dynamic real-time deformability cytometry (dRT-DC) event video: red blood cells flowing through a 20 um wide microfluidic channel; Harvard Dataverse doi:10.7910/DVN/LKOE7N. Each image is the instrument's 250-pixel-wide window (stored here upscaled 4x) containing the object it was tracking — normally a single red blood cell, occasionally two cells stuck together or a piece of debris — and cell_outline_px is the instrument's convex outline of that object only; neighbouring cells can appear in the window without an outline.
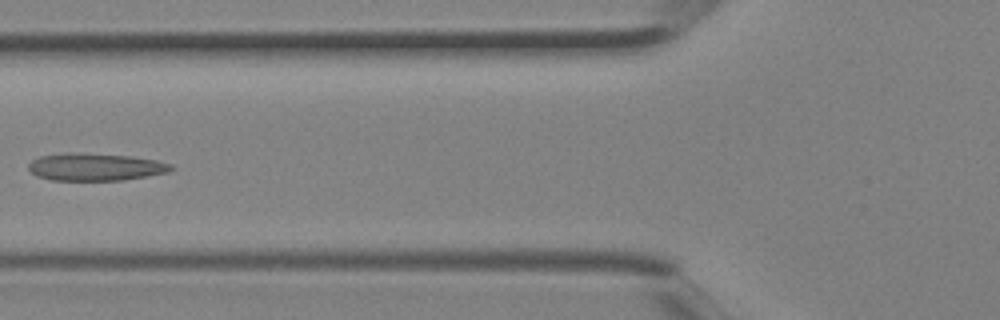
{"species": "Egyptian fruit bat (a non-hibernating species)", "species_latin": "Rousettus aegyptiacus", "temperature_condition": "room temperature", "stored_images_in_passage": 3, "camera_frame_rate_fps": 3000, "um_per_image_px": 0.085, "animal": {"sex": "female"}, "frame": {"image": 1, "passage_image": 3, "time_ms": 0.667, "image_size_px": [1000, 320], "cell_outline_px": [[176, 168], [168, 172], [148, 176], [124, 180], [52, 180], [36, 176], [28, 168], [28, 164], [32, 160], [40, 156], [68, 152], [80, 152], [132, 156], [156, 160], [172, 164]], "centroid_in_image_um": [8.13, 14.18], "position_along_channel_um": 117.7, "area_um2": 23.06}}